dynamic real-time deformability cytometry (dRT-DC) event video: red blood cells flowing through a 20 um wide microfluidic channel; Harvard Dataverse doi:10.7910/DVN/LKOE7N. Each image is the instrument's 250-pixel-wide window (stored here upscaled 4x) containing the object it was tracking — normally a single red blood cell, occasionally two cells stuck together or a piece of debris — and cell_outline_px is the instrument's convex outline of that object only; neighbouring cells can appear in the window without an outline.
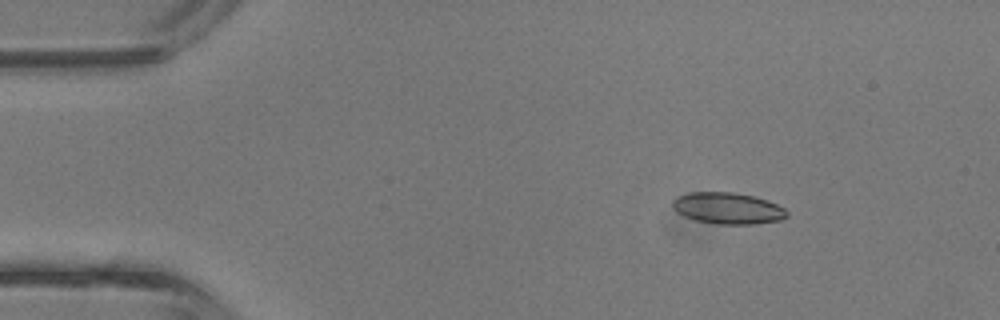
{"species": "common noctule bat (a hibernating species)", "species_latin": "Nyctalus noctula", "temperature_condition": "room temperature", "stored_images_in_passage": 3, "camera_frame_rate_fps": 3000, "um_per_image_px": 0.085, "animal": {"sex": "male", "body_mass_g": 13.3}, "frame": {"image": 1, "passage_image": 1, "time_ms": 0.0, "image_size_px": [1000, 320], "cell_outline_px": [[788, 216], [780, 220], [756, 224], [716, 224], [696, 220], [684, 216], [676, 212], [672, 208], [672, 200], [676, 196], [688, 192], [732, 192], [752, 196], [768, 200], [784, 208], [788, 212]], "centroid_in_image_um": [61.83, 17.7], "position_along_channel_um": 23.2, "area_um2": 21.1}}
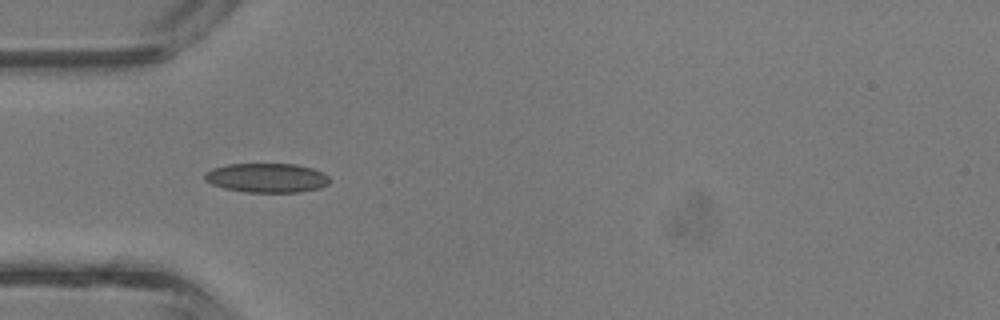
{"frame": {"image": 2, "passage_image": 3, "time_ms": 0.667, "image_size_px": [1000, 320], "cell_outline_px": [[328, 184], [320, 188], [300, 192], [248, 192], [224, 188], [212, 184], [204, 180], [204, 172], [212, 168], [228, 164], [296, 164], [312, 168], [328, 176]], "centroid_in_image_um": [22.64, 15.11], "position_along_channel_um": 62.4, "area_um2": 21.27}}